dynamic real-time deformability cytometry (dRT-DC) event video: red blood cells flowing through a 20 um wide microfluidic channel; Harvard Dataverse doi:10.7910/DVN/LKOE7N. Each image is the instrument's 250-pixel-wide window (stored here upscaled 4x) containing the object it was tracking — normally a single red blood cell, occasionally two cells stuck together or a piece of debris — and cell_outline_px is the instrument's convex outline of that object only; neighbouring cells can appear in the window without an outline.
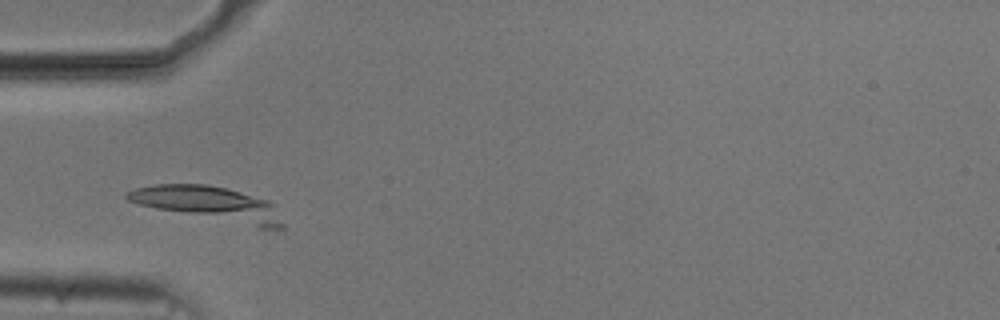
{"species": "common noctule bat (a hibernating species)", "species_latin": "Nyctalus noctula", "temperature_condition": "cold", "stored_images_in_passage": 27, "camera_frame_rate_fps": 3000, "um_per_image_px": 0.085, "animal": {"sex": "male", "body_mass_g": 20.5, "forearm_length_mm": 52.5}, "frame": {"image": 1, "passage_image": 17, "time_ms": 5.333, "image_size_px": [1000, 320], "cell_outline_px": [[284, 228], [260, 228], [156, 208], [140, 204], [128, 200], [124, 196], [128, 192], [136, 188], [156, 184], [208, 184], [228, 188], [268, 200], [272, 204], [284, 224]], "centroid_in_image_um": [17.79, 17.3], "position_along_channel_um": 67.2, "area_um2": 30.46}}
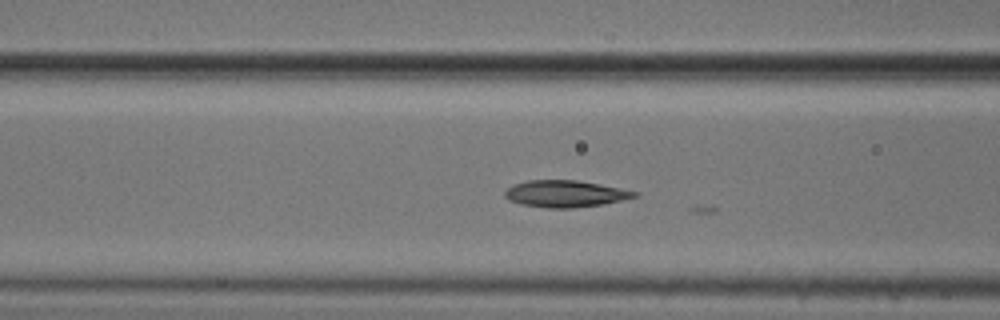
{"frame": {"image": 2, "passage_image": 21, "time_ms": 6.667, "image_size_px": [1000, 320], "cell_outline_px": [[640, 196], [604, 204], [572, 208], [548, 208], [520, 204], [508, 200], [504, 196], [504, 192], [512, 184], [528, 180], [576, 180], [600, 184], [640, 192]], "centroid_in_image_um": [48.05, 16.47], "position_along_channel_um": 118.5, "area_um2": 20.4}}